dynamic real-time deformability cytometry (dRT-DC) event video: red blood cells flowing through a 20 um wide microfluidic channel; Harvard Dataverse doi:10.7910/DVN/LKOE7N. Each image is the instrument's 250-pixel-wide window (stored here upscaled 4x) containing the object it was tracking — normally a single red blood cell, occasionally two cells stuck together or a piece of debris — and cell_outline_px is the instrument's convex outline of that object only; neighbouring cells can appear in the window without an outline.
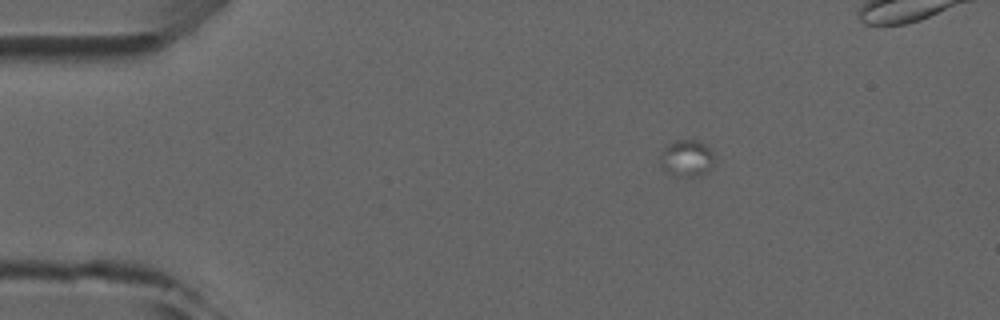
{"species": "common noctule bat (a hibernating species)", "species_latin": "Nyctalus noctula", "temperature_condition": "room temperature", "stored_images_in_passage": 4, "camera_frame_rate_fps": 3000, "um_per_image_px": 0.085, "animal": {"sex": "male", "forearm_length_mm": 52.5}, "frame": {"image": 1, "passage_image": 1, "time_ms": 0.0, "image_size_px": [1000, 320], "cell_outline_px": [[712, 160], [708, 172], [700, 176], [676, 176], [660, 168], [660, 152], [668, 144], [676, 140], [696, 140], [704, 144], [712, 152]], "centroid_in_image_um": [58.31, 13.46], "position_along_channel_um": 26.7, "area_um2": 11.5}}